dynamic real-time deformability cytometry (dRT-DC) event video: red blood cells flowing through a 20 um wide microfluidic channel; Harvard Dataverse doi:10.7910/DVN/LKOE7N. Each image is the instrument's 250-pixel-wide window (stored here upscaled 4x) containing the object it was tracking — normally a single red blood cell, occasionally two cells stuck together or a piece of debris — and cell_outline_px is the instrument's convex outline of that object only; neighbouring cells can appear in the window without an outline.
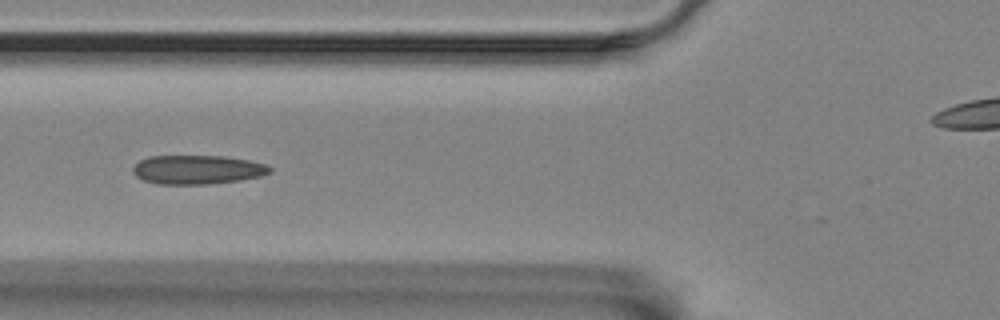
{"species": "Egyptian fruit bat (a non-hibernating species)", "species_latin": "Rousettus aegyptiacus", "temperature_condition": "room temperature", "stored_images_in_passage": 12, "camera_frame_rate_fps": 3000, "um_per_image_px": 0.085, "animal": {"sex": "female"}, "frame": {"image": 1, "passage_image": 4, "time_ms": 4.333, "image_size_px": [1000, 320], "cell_outline_px": [[272, 172], [260, 176], [240, 180], [208, 184], [156, 184], [144, 180], [136, 176], [132, 172], [132, 168], [140, 160], [148, 156], [224, 156], [248, 160], [264, 164], [272, 168]], "centroid_in_image_um": [16.76, 14.42], "position_along_channel_um": 109.0, "area_um2": 23.12}}
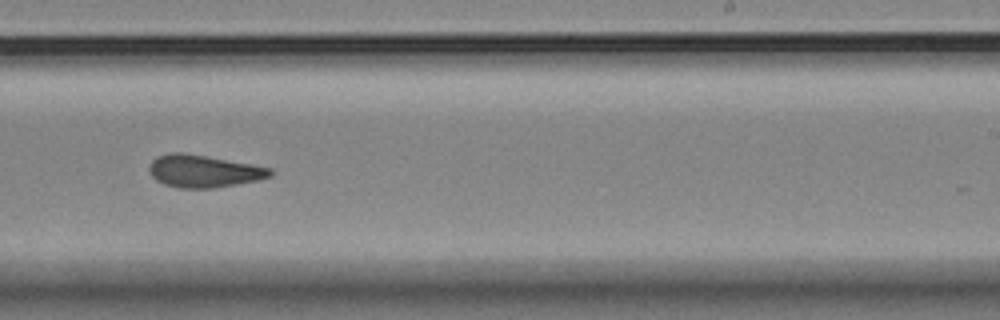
{"frame": {"image": 2, "passage_image": 8, "time_ms": 9.0, "image_size_px": [1000, 320], "cell_outline_px": [[272, 176], [260, 180], [212, 188], [176, 188], [164, 184], [156, 180], [148, 172], [148, 168], [152, 160], [156, 156], [172, 152], [184, 152], [252, 164], [272, 168]], "centroid_in_image_um": [17.29, 14.54], "position_along_channel_um": 271.7, "area_um2": 23.06}}
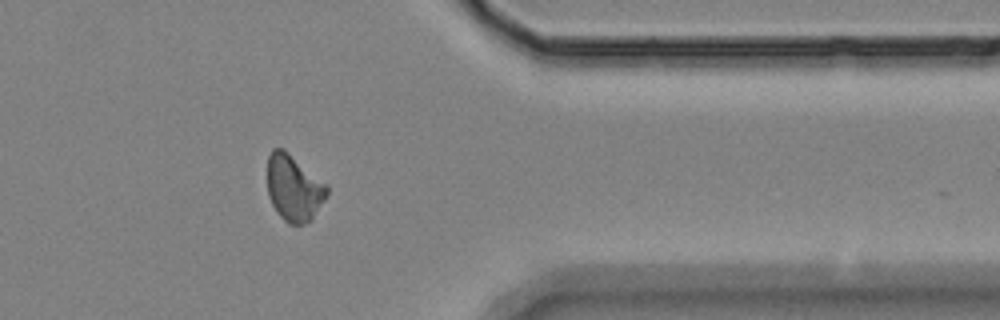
{"frame": {"image": 3, "passage_image": 11, "time_ms": 12.667, "image_size_px": [1000, 320], "cell_outline_px": [[328, 192], [324, 200], [312, 220], [304, 224], [288, 224], [276, 212], [268, 196], [268, 156], [272, 148], [284, 148], [328, 184]], "centroid_in_image_um": [24.99, 15.97], "position_along_channel_um": 386.4, "area_um2": 23.29}, "authors_computed_cell_mechanics": {"area_um2": 23.0911, "velocity_mm_per_s": 3.4972, "shape_relaxation_time_tau1_ms": null, "shape_relaxation_time_tau2_ms": 3.0271, "deformation_change_tau1": null, "deformation_change_tau2": 0.0664}}